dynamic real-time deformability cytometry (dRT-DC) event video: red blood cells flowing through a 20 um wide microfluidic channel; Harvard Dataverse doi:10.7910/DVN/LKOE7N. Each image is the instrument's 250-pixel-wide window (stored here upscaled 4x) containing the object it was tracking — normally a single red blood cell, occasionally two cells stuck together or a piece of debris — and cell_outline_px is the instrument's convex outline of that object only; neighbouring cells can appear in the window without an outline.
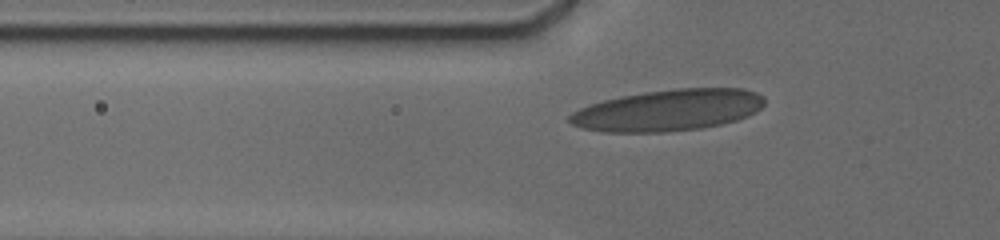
{"species": "human", "species_latin": "Homo sapiens", "temperature_condition": "cold", "stored_images_in_passage": 50, "camera_frame_rate_fps": 3000, "um_per_image_px": 0.085, "donor": {"sex": "male"}, "frame": {"image": 1, "passage_image": 13, "time_ms": 3.667, "image_size_px": [1000, 240], "cell_outline_px": [[764, 104], [760, 108], [736, 120], [720, 124], [700, 128], [664, 132], [604, 132], [580, 128], [572, 124], [568, 120], [568, 116], [572, 112], [580, 108], [604, 100], [620, 96], [644, 92], [676, 88], [744, 88], [756, 92], [764, 96]], "centroid_in_image_um": [56.76, 9.36], "position_along_channel_um": 69.0, "area_um2": 46.93}}
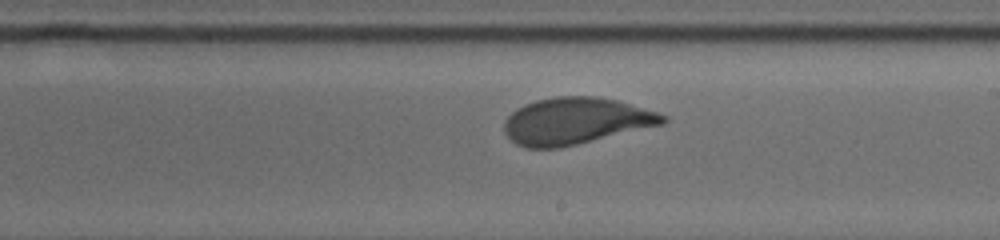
{"frame": {"image": 2, "passage_image": 27, "time_ms": 8.333, "image_size_px": [1000, 240], "cell_outline_px": [[668, 120], [664, 124], [560, 148], [524, 148], [516, 144], [504, 132], [504, 120], [516, 108], [524, 104], [536, 100], [556, 96], [596, 96], [616, 100], [656, 112], [668, 116]], "centroid_in_image_um": [48.91, 10.29], "position_along_channel_um": 240.1, "area_um2": 43.18}}
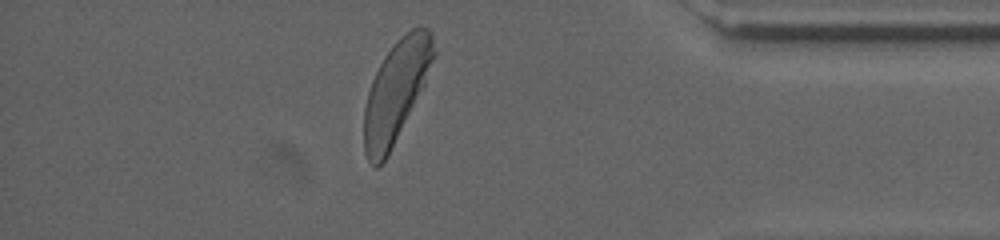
{"frame": {"image": 3, "passage_image": 43, "time_ms": 13.333, "image_size_px": [1000, 240], "cell_outline_px": [[436, 52], [424, 88], [388, 156], [376, 168], [368, 160], [364, 152], [364, 108], [368, 92], [372, 80], [384, 56], [396, 40], [400, 36], [412, 28], [428, 28], [432, 32]], "centroid_in_image_um": [33.68, 7.77], "position_along_channel_um": 401.5, "area_um2": 41.21}, "authors_computed_cell_mechanics": {"area_um2": 42.6564, "velocity_mm_per_s": 3.7308, "shape_relaxation_time_tau1_ms": 4.7711, "shape_relaxation_time_tau2_ms": null, "deformation_change_tau1": 0.179, "deformation_change_tau2": null}}